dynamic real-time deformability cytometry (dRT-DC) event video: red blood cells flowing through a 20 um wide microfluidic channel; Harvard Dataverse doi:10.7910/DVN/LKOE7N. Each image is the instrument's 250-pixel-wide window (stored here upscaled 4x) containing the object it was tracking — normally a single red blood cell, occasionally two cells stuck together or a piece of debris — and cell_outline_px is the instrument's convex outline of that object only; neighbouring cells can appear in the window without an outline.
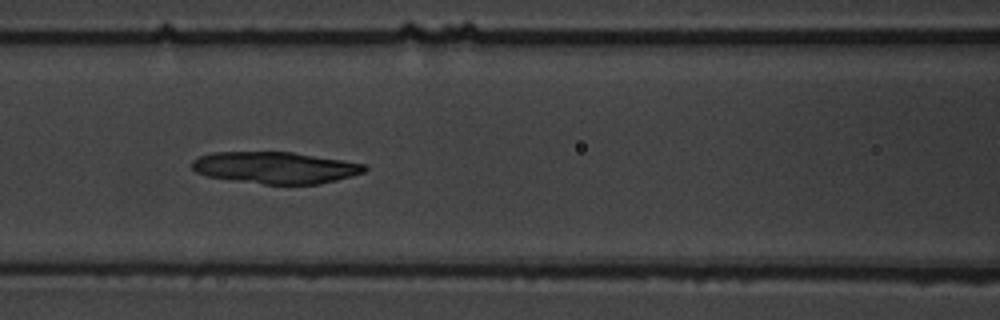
{"species": "common noctule bat (a hibernating species)", "species_latin": "Nyctalus noctula", "temperature_condition": "warm", "stored_images_in_passage": 7, "camera_frame_rate_fps": 3000, "um_per_image_px": 0.085, "animal": {"sex": "male", "body_mass_g": 19.5, "forearm_length_mm": 54.6}, "frame": {"image": 1, "passage_image": 7, "time_ms": 7.0, "image_size_px": [1000, 320], "cell_outline_px": [[368, 168], [364, 172], [352, 176], [336, 180], [316, 184], [264, 184], [232, 180], [204, 176], [196, 172], [192, 168], [192, 160], [200, 156], [212, 152], [292, 152], [368, 164]], "centroid_in_image_um": [23.4, 14.25], "position_along_channel_um": 143.2, "area_um2": 31.96}}